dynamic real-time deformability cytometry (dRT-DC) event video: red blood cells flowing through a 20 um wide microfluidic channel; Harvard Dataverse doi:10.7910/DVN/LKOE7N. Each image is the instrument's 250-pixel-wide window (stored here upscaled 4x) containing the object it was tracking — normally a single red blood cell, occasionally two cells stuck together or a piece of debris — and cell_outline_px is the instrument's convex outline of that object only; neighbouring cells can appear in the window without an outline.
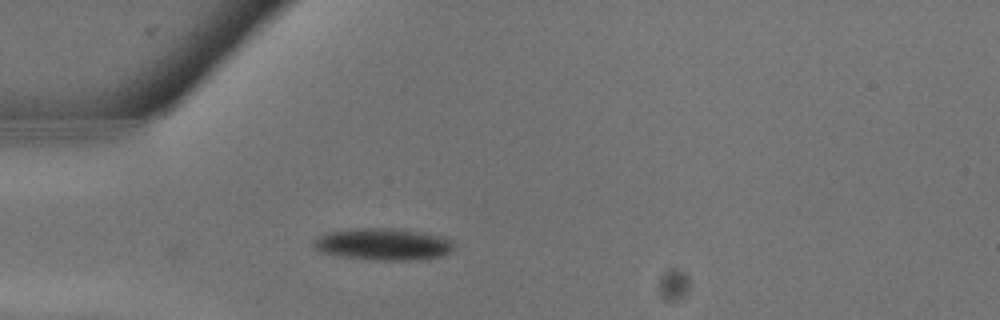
{"species": "common noctule bat (a hibernating species)", "species_latin": "Nyctalus noctula", "temperature_condition": "warm", "stored_images_in_passage": 3, "camera_frame_rate_fps": 3000, "um_per_image_px": 0.085, "animal": {"sex": "male", "body_mass_g": 13.3}, "frame": {"image": 1, "passage_image": 3, "time_ms": 0.667, "image_size_px": [1000, 320], "cell_outline_px": [[456, 248], [444, 256], [420, 260], [372, 260], [340, 256], [320, 252], [312, 244], [312, 240], [324, 232], [348, 228], [392, 228], [440, 236], [452, 240]], "centroid_in_image_um": [32.54, 20.76], "position_along_channel_um": 52.5, "area_um2": 26.47}}